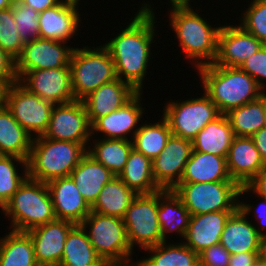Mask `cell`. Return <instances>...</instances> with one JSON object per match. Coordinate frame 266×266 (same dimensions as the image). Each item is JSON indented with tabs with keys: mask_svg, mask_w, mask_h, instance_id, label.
<instances>
[{
	"mask_svg": "<svg viewBox=\"0 0 266 266\" xmlns=\"http://www.w3.org/2000/svg\"><path fill=\"white\" fill-rule=\"evenodd\" d=\"M0 266H39L27 232L12 230L0 239Z\"/></svg>",
	"mask_w": 266,
	"mask_h": 266,
	"instance_id": "33",
	"label": "cell"
},
{
	"mask_svg": "<svg viewBox=\"0 0 266 266\" xmlns=\"http://www.w3.org/2000/svg\"><path fill=\"white\" fill-rule=\"evenodd\" d=\"M170 19V25L177 34L180 46L186 56L192 61L198 60L195 61L196 68L213 64L217 55L221 26L212 28L192 8L172 9Z\"/></svg>",
	"mask_w": 266,
	"mask_h": 266,
	"instance_id": "5",
	"label": "cell"
},
{
	"mask_svg": "<svg viewBox=\"0 0 266 266\" xmlns=\"http://www.w3.org/2000/svg\"><path fill=\"white\" fill-rule=\"evenodd\" d=\"M231 254L219 243L198 254L199 266H229Z\"/></svg>",
	"mask_w": 266,
	"mask_h": 266,
	"instance_id": "43",
	"label": "cell"
},
{
	"mask_svg": "<svg viewBox=\"0 0 266 266\" xmlns=\"http://www.w3.org/2000/svg\"><path fill=\"white\" fill-rule=\"evenodd\" d=\"M234 137L230 122L225 114H221L195 136L193 150L227 158Z\"/></svg>",
	"mask_w": 266,
	"mask_h": 266,
	"instance_id": "27",
	"label": "cell"
},
{
	"mask_svg": "<svg viewBox=\"0 0 266 266\" xmlns=\"http://www.w3.org/2000/svg\"><path fill=\"white\" fill-rule=\"evenodd\" d=\"M87 149V153L97 162L118 176L122 172L133 146L130 140L102 138L95 142L92 149Z\"/></svg>",
	"mask_w": 266,
	"mask_h": 266,
	"instance_id": "35",
	"label": "cell"
},
{
	"mask_svg": "<svg viewBox=\"0 0 266 266\" xmlns=\"http://www.w3.org/2000/svg\"><path fill=\"white\" fill-rule=\"evenodd\" d=\"M78 1L62 0L56 6L39 13V37L65 42L78 29Z\"/></svg>",
	"mask_w": 266,
	"mask_h": 266,
	"instance_id": "20",
	"label": "cell"
},
{
	"mask_svg": "<svg viewBox=\"0 0 266 266\" xmlns=\"http://www.w3.org/2000/svg\"><path fill=\"white\" fill-rule=\"evenodd\" d=\"M2 211L12 218V230L27 232L56 219L47 183L27 178Z\"/></svg>",
	"mask_w": 266,
	"mask_h": 266,
	"instance_id": "4",
	"label": "cell"
},
{
	"mask_svg": "<svg viewBox=\"0 0 266 266\" xmlns=\"http://www.w3.org/2000/svg\"><path fill=\"white\" fill-rule=\"evenodd\" d=\"M115 175L91 155L86 153L72 170L70 177L74 181L84 200L91 207L102 188Z\"/></svg>",
	"mask_w": 266,
	"mask_h": 266,
	"instance_id": "25",
	"label": "cell"
},
{
	"mask_svg": "<svg viewBox=\"0 0 266 266\" xmlns=\"http://www.w3.org/2000/svg\"><path fill=\"white\" fill-rule=\"evenodd\" d=\"M5 106L30 135L33 132L39 137L48 128L54 104L29 92L17 81L8 89Z\"/></svg>",
	"mask_w": 266,
	"mask_h": 266,
	"instance_id": "11",
	"label": "cell"
},
{
	"mask_svg": "<svg viewBox=\"0 0 266 266\" xmlns=\"http://www.w3.org/2000/svg\"><path fill=\"white\" fill-rule=\"evenodd\" d=\"M69 67L76 100H82L101 85L117 79L114 61L104 46L75 48Z\"/></svg>",
	"mask_w": 266,
	"mask_h": 266,
	"instance_id": "6",
	"label": "cell"
},
{
	"mask_svg": "<svg viewBox=\"0 0 266 266\" xmlns=\"http://www.w3.org/2000/svg\"><path fill=\"white\" fill-rule=\"evenodd\" d=\"M225 115L235 136L251 137L265 126V94L255 101L229 110Z\"/></svg>",
	"mask_w": 266,
	"mask_h": 266,
	"instance_id": "34",
	"label": "cell"
},
{
	"mask_svg": "<svg viewBox=\"0 0 266 266\" xmlns=\"http://www.w3.org/2000/svg\"><path fill=\"white\" fill-rule=\"evenodd\" d=\"M234 211H218L191 215L183 242L195 253L220 243L225 224Z\"/></svg>",
	"mask_w": 266,
	"mask_h": 266,
	"instance_id": "23",
	"label": "cell"
},
{
	"mask_svg": "<svg viewBox=\"0 0 266 266\" xmlns=\"http://www.w3.org/2000/svg\"><path fill=\"white\" fill-rule=\"evenodd\" d=\"M171 134L164 117L157 123L145 124L139 127L132 138L133 149L153 160L164 149Z\"/></svg>",
	"mask_w": 266,
	"mask_h": 266,
	"instance_id": "37",
	"label": "cell"
},
{
	"mask_svg": "<svg viewBox=\"0 0 266 266\" xmlns=\"http://www.w3.org/2000/svg\"><path fill=\"white\" fill-rule=\"evenodd\" d=\"M264 200L265 201L262 202V204H261L262 206H260V209L257 211L255 210V213H257V212L259 213L257 219L259 218L263 221V222H261V220H260V225H262L263 228L266 227V199H264Z\"/></svg>",
	"mask_w": 266,
	"mask_h": 266,
	"instance_id": "51",
	"label": "cell"
},
{
	"mask_svg": "<svg viewBox=\"0 0 266 266\" xmlns=\"http://www.w3.org/2000/svg\"><path fill=\"white\" fill-rule=\"evenodd\" d=\"M137 194L118 177L114 176L104 185L91 211L123 218Z\"/></svg>",
	"mask_w": 266,
	"mask_h": 266,
	"instance_id": "32",
	"label": "cell"
},
{
	"mask_svg": "<svg viewBox=\"0 0 266 266\" xmlns=\"http://www.w3.org/2000/svg\"><path fill=\"white\" fill-rule=\"evenodd\" d=\"M171 133L192 141L206 126L221 113L212 100L203 94L201 98L188 99L183 102H169L163 111Z\"/></svg>",
	"mask_w": 266,
	"mask_h": 266,
	"instance_id": "10",
	"label": "cell"
},
{
	"mask_svg": "<svg viewBox=\"0 0 266 266\" xmlns=\"http://www.w3.org/2000/svg\"><path fill=\"white\" fill-rule=\"evenodd\" d=\"M56 219L80 224L91 212L70 176L57 178L47 183Z\"/></svg>",
	"mask_w": 266,
	"mask_h": 266,
	"instance_id": "19",
	"label": "cell"
},
{
	"mask_svg": "<svg viewBox=\"0 0 266 266\" xmlns=\"http://www.w3.org/2000/svg\"><path fill=\"white\" fill-rule=\"evenodd\" d=\"M75 225L67 220L55 219L27 231L39 266H59L67 235Z\"/></svg>",
	"mask_w": 266,
	"mask_h": 266,
	"instance_id": "16",
	"label": "cell"
},
{
	"mask_svg": "<svg viewBox=\"0 0 266 266\" xmlns=\"http://www.w3.org/2000/svg\"><path fill=\"white\" fill-rule=\"evenodd\" d=\"M192 151V141L171 134L164 149L152 160L154 181L161 190H173L180 183Z\"/></svg>",
	"mask_w": 266,
	"mask_h": 266,
	"instance_id": "14",
	"label": "cell"
},
{
	"mask_svg": "<svg viewBox=\"0 0 266 266\" xmlns=\"http://www.w3.org/2000/svg\"><path fill=\"white\" fill-rule=\"evenodd\" d=\"M233 181L225 157L192 151L180 183Z\"/></svg>",
	"mask_w": 266,
	"mask_h": 266,
	"instance_id": "26",
	"label": "cell"
},
{
	"mask_svg": "<svg viewBox=\"0 0 266 266\" xmlns=\"http://www.w3.org/2000/svg\"><path fill=\"white\" fill-rule=\"evenodd\" d=\"M263 43L247 32L241 25L221 26L218 35L217 55L214 65L240 67V65L255 54Z\"/></svg>",
	"mask_w": 266,
	"mask_h": 266,
	"instance_id": "17",
	"label": "cell"
},
{
	"mask_svg": "<svg viewBox=\"0 0 266 266\" xmlns=\"http://www.w3.org/2000/svg\"><path fill=\"white\" fill-rule=\"evenodd\" d=\"M153 255L138 262L139 266H199L198 254L184 243L166 244L145 249Z\"/></svg>",
	"mask_w": 266,
	"mask_h": 266,
	"instance_id": "36",
	"label": "cell"
},
{
	"mask_svg": "<svg viewBox=\"0 0 266 266\" xmlns=\"http://www.w3.org/2000/svg\"><path fill=\"white\" fill-rule=\"evenodd\" d=\"M122 219L131 249L135 244L147 249L165 242L158 221V192L137 195Z\"/></svg>",
	"mask_w": 266,
	"mask_h": 266,
	"instance_id": "9",
	"label": "cell"
},
{
	"mask_svg": "<svg viewBox=\"0 0 266 266\" xmlns=\"http://www.w3.org/2000/svg\"><path fill=\"white\" fill-rule=\"evenodd\" d=\"M54 104L47 130L43 137L72 141L82 144L85 148L92 136V126L82 100Z\"/></svg>",
	"mask_w": 266,
	"mask_h": 266,
	"instance_id": "12",
	"label": "cell"
},
{
	"mask_svg": "<svg viewBox=\"0 0 266 266\" xmlns=\"http://www.w3.org/2000/svg\"><path fill=\"white\" fill-rule=\"evenodd\" d=\"M240 68L247 72L258 85L264 90L265 83L261 79L266 80V44L252 56L248 57L241 65Z\"/></svg>",
	"mask_w": 266,
	"mask_h": 266,
	"instance_id": "42",
	"label": "cell"
},
{
	"mask_svg": "<svg viewBox=\"0 0 266 266\" xmlns=\"http://www.w3.org/2000/svg\"><path fill=\"white\" fill-rule=\"evenodd\" d=\"M22 5L31 6L39 13L52 8L59 4L62 0H17Z\"/></svg>",
	"mask_w": 266,
	"mask_h": 266,
	"instance_id": "47",
	"label": "cell"
},
{
	"mask_svg": "<svg viewBox=\"0 0 266 266\" xmlns=\"http://www.w3.org/2000/svg\"><path fill=\"white\" fill-rule=\"evenodd\" d=\"M264 121H265V126L266 127V94H265V115H264Z\"/></svg>",
	"mask_w": 266,
	"mask_h": 266,
	"instance_id": "56",
	"label": "cell"
},
{
	"mask_svg": "<svg viewBox=\"0 0 266 266\" xmlns=\"http://www.w3.org/2000/svg\"><path fill=\"white\" fill-rule=\"evenodd\" d=\"M205 94L221 114L260 98L265 93L240 67L208 64L198 68Z\"/></svg>",
	"mask_w": 266,
	"mask_h": 266,
	"instance_id": "2",
	"label": "cell"
},
{
	"mask_svg": "<svg viewBox=\"0 0 266 266\" xmlns=\"http://www.w3.org/2000/svg\"><path fill=\"white\" fill-rule=\"evenodd\" d=\"M86 153L80 143L37 136L33 138L27 160L28 178L48 183L68 177Z\"/></svg>",
	"mask_w": 266,
	"mask_h": 266,
	"instance_id": "3",
	"label": "cell"
},
{
	"mask_svg": "<svg viewBox=\"0 0 266 266\" xmlns=\"http://www.w3.org/2000/svg\"><path fill=\"white\" fill-rule=\"evenodd\" d=\"M15 0H0V10H4L13 6Z\"/></svg>",
	"mask_w": 266,
	"mask_h": 266,
	"instance_id": "53",
	"label": "cell"
},
{
	"mask_svg": "<svg viewBox=\"0 0 266 266\" xmlns=\"http://www.w3.org/2000/svg\"><path fill=\"white\" fill-rule=\"evenodd\" d=\"M249 204L238 202V208L227 220L221 234L220 244L230 253L238 254L245 252H258L259 239L262 232L247 221L248 213L251 212Z\"/></svg>",
	"mask_w": 266,
	"mask_h": 266,
	"instance_id": "18",
	"label": "cell"
},
{
	"mask_svg": "<svg viewBox=\"0 0 266 266\" xmlns=\"http://www.w3.org/2000/svg\"><path fill=\"white\" fill-rule=\"evenodd\" d=\"M137 91L127 82L115 79L98 87L82 99L90 124L127 103Z\"/></svg>",
	"mask_w": 266,
	"mask_h": 266,
	"instance_id": "21",
	"label": "cell"
},
{
	"mask_svg": "<svg viewBox=\"0 0 266 266\" xmlns=\"http://www.w3.org/2000/svg\"><path fill=\"white\" fill-rule=\"evenodd\" d=\"M13 18L24 43L39 38V12L17 0L13 4Z\"/></svg>",
	"mask_w": 266,
	"mask_h": 266,
	"instance_id": "40",
	"label": "cell"
},
{
	"mask_svg": "<svg viewBox=\"0 0 266 266\" xmlns=\"http://www.w3.org/2000/svg\"><path fill=\"white\" fill-rule=\"evenodd\" d=\"M256 149L259 151L263 162L266 164V127L261 128L251 136Z\"/></svg>",
	"mask_w": 266,
	"mask_h": 266,
	"instance_id": "48",
	"label": "cell"
},
{
	"mask_svg": "<svg viewBox=\"0 0 266 266\" xmlns=\"http://www.w3.org/2000/svg\"><path fill=\"white\" fill-rule=\"evenodd\" d=\"M190 217V212L173 190L158 191V221L164 241L166 234L172 231L184 237Z\"/></svg>",
	"mask_w": 266,
	"mask_h": 266,
	"instance_id": "29",
	"label": "cell"
},
{
	"mask_svg": "<svg viewBox=\"0 0 266 266\" xmlns=\"http://www.w3.org/2000/svg\"><path fill=\"white\" fill-rule=\"evenodd\" d=\"M254 266H266V261L258 259Z\"/></svg>",
	"mask_w": 266,
	"mask_h": 266,
	"instance_id": "55",
	"label": "cell"
},
{
	"mask_svg": "<svg viewBox=\"0 0 266 266\" xmlns=\"http://www.w3.org/2000/svg\"><path fill=\"white\" fill-rule=\"evenodd\" d=\"M10 85L11 84L7 80L0 78V108L5 107L6 105L7 92Z\"/></svg>",
	"mask_w": 266,
	"mask_h": 266,
	"instance_id": "49",
	"label": "cell"
},
{
	"mask_svg": "<svg viewBox=\"0 0 266 266\" xmlns=\"http://www.w3.org/2000/svg\"><path fill=\"white\" fill-rule=\"evenodd\" d=\"M127 262H122V263H104L102 266H139L138 262L136 264L128 263Z\"/></svg>",
	"mask_w": 266,
	"mask_h": 266,
	"instance_id": "54",
	"label": "cell"
},
{
	"mask_svg": "<svg viewBox=\"0 0 266 266\" xmlns=\"http://www.w3.org/2000/svg\"><path fill=\"white\" fill-rule=\"evenodd\" d=\"M104 261L98 256L87 234L80 224L68 233L59 266H102Z\"/></svg>",
	"mask_w": 266,
	"mask_h": 266,
	"instance_id": "31",
	"label": "cell"
},
{
	"mask_svg": "<svg viewBox=\"0 0 266 266\" xmlns=\"http://www.w3.org/2000/svg\"><path fill=\"white\" fill-rule=\"evenodd\" d=\"M258 259L266 261V234L264 233L259 239Z\"/></svg>",
	"mask_w": 266,
	"mask_h": 266,
	"instance_id": "50",
	"label": "cell"
},
{
	"mask_svg": "<svg viewBox=\"0 0 266 266\" xmlns=\"http://www.w3.org/2000/svg\"><path fill=\"white\" fill-rule=\"evenodd\" d=\"M7 107L0 108V155L17 156L26 161L33 141Z\"/></svg>",
	"mask_w": 266,
	"mask_h": 266,
	"instance_id": "28",
	"label": "cell"
},
{
	"mask_svg": "<svg viewBox=\"0 0 266 266\" xmlns=\"http://www.w3.org/2000/svg\"><path fill=\"white\" fill-rule=\"evenodd\" d=\"M118 177L137 195L153 194L161 190L154 181L152 160L134 149Z\"/></svg>",
	"mask_w": 266,
	"mask_h": 266,
	"instance_id": "30",
	"label": "cell"
},
{
	"mask_svg": "<svg viewBox=\"0 0 266 266\" xmlns=\"http://www.w3.org/2000/svg\"><path fill=\"white\" fill-rule=\"evenodd\" d=\"M172 8H191L189 5L190 0H170Z\"/></svg>",
	"mask_w": 266,
	"mask_h": 266,
	"instance_id": "52",
	"label": "cell"
},
{
	"mask_svg": "<svg viewBox=\"0 0 266 266\" xmlns=\"http://www.w3.org/2000/svg\"><path fill=\"white\" fill-rule=\"evenodd\" d=\"M63 43L40 37L25 43L16 59V72L69 67L75 48L62 46Z\"/></svg>",
	"mask_w": 266,
	"mask_h": 266,
	"instance_id": "15",
	"label": "cell"
},
{
	"mask_svg": "<svg viewBox=\"0 0 266 266\" xmlns=\"http://www.w3.org/2000/svg\"><path fill=\"white\" fill-rule=\"evenodd\" d=\"M243 15L241 26L266 44V0H253Z\"/></svg>",
	"mask_w": 266,
	"mask_h": 266,
	"instance_id": "41",
	"label": "cell"
},
{
	"mask_svg": "<svg viewBox=\"0 0 266 266\" xmlns=\"http://www.w3.org/2000/svg\"><path fill=\"white\" fill-rule=\"evenodd\" d=\"M90 230L86 234L104 263H122L130 261L132 254L123 219L91 211L80 223Z\"/></svg>",
	"mask_w": 266,
	"mask_h": 266,
	"instance_id": "8",
	"label": "cell"
},
{
	"mask_svg": "<svg viewBox=\"0 0 266 266\" xmlns=\"http://www.w3.org/2000/svg\"><path fill=\"white\" fill-rule=\"evenodd\" d=\"M258 260V252L231 254L229 266H254Z\"/></svg>",
	"mask_w": 266,
	"mask_h": 266,
	"instance_id": "46",
	"label": "cell"
},
{
	"mask_svg": "<svg viewBox=\"0 0 266 266\" xmlns=\"http://www.w3.org/2000/svg\"><path fill=\"white\" fill-rule=\"evenodd\" d=\"M134 19L111 41L103 45L110 53L116 76L141 92L150 61V44L154 38V13L144 4ZM125 79H123V77Z\"/></svg>",
	"mask_w": 266,
	"mask_h": 266,
	"instance_id": "1",
	"label": "cell"
},
{
	"mask_svg": "<svg viewBox=\"0 0 266 266\" xmlns=\"http://www.w3.org/2000/svg\"><path fill=\"white\" fill-rule=\"evenodd\" d=\"M24 44L14 22L13 6L0 10V48L16 60Z\"/></svg>",
	"mask_w": 266,
	"mask_h": 266,
	"instance_id": "39",
	"label": "cell"
},
{
	"mask_svg": "<svg viewBox=\"0 0 266 266\" xmlns=\"http://www.w3.org/2000/svg\"><path fill=\"white\" fill-rule=\"evenodd\" d=\"M24 165V176H19L14 162ZM28 178L27 161L17 156L0 155V207L1 209Z\"/></svg>",
	"mask_w": 266,
	"mask_h": 266,
	"instance_id": "38",
	"label": "cell"
},
{
	"mask_svg": "<svg viewBox=\"0 0 266 266\" xmlns=\"http://www.w3.org/2000/svg\"><path fill=\"white\" fill-rule=\"evenodd\" d=\"M257 193L262 199H266V167L263 168L257 175H255L246 185L239 188L238 197L243 195L244 192Z\"/></svg>",
	"mask_w": 266,
	"mask_h": 266,
	"instance_id": "45",
	"label": "cell"
},
{
	"mask_svg": "<svg viewBox=\"0 0 266 266\" xmlns=\"http://www.w3.org/2000/svg\"><path fill=\"white\" fill-rule=\"evenodd\" d=\"M18 82L29 92L53 104L76 100L72 91L70 67L16 72ZM26 78H24V77Z\"/></svg>",
	"mask_w": 266,
	"mask_h": 266,
	"instance_id": "13",
	"label": "cell"
},
{
	"mask_svg": "<svg viewBox=\"0 0 266 266\" xmlns=\"http://www.w3.org/2000/svg\"><path fill=\"white\" fill-rule=\"evenodd\" d=\"M240 186L235 181L179 183L173 192L186 206L190 215L218 211H235L238 208Z\"/></svg>",
	"mask_w": 266,
	"mask_h": 266,
	"instance_id": "7",
	"label": "cell"
},
{
	"mask_svg": "<svg viewBox=\"0 0 266 266\" xmlns=\"http://www.w3.org/2000/svg\"><path fill=\"white\" fill-rule=\"evenodd\" d=\"M226 161L231 179L239 186L246 185L266 167L251 137L235 136Z\"/></svg>",
	"mask_w": 266,
	"mask_h": 266,
	"instance_id": "22",
	"label": "cell"
},
{
	"mask_svg": "<svg viewBox=\"0 0 266 266\" xmlns=\"http://www.w3.org/2000/svg\"><path fill=\"white\" fill-rule=\"evenodd\" d=\"M141 92H137L127 103L119 109L111 112L106 116L98 118L92 126V134L101 132L105 134V139H126L125 136L132 131L133 136L139 129L135 126L141 119L143 109L140 107Z\"/></svg>",
	"mask_w": 266,
	"mask_h": 266,
	"instance_id": "24",
	"label": "cell"
},
{
	"mask_svg": "<svg viewBox=\"0 0 266 266\" xmlns=\"http://www.w3.org/2000/svg\"><path fill=\"white\" fill-rule=\"evenodd\" d=\"M0 78L10 84L18 81L16 60L0 48Z\"/></svg>",
	"mask_w": 266,
	"mask_h": 266,
	"instance_id": "44",
	"label": "cell"
}]
</instances>
